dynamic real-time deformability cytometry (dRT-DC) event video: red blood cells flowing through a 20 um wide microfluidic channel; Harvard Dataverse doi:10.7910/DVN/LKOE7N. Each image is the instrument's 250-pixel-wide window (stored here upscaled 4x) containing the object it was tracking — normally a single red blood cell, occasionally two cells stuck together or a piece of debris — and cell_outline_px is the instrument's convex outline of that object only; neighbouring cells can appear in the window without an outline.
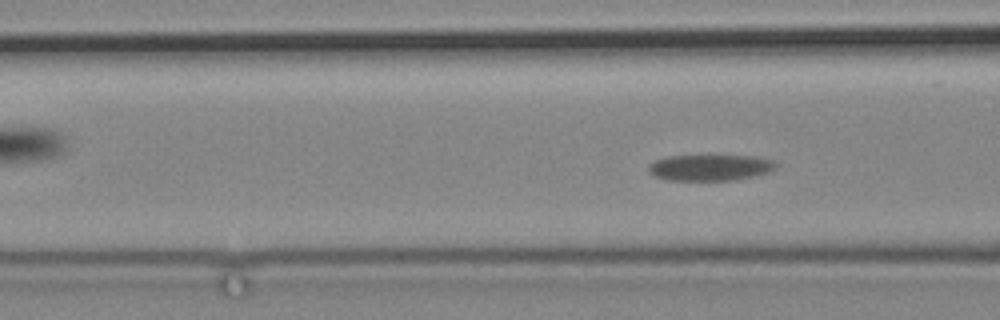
{"species": "common noctule bat (a hibernating species)", "species_latin": "Nyctalus noctula", "temperature_condition": "cold", "stored_images_in_passage": 4, "camera_frame_rate_fps": 3000, "um_per_image_px": 0.085, "animal": {"sex": "male", "body_mass_g": 19.2, "forearm_length_mm": 51.8}, "frame": {"image": 1, "passage_image": 4, "time_ms": 4.333, "image_size_px": [1000, 320], "cell_outline_px": [[776, 168], [768, 172], [752, 176], [732, 180], [668, 180], [652, 176], [648, 172], [648, 164], [664, 156], [752, 156], [772, 160], [776, 164]], "centroid_in_image_um": [60.28, 14.24], "position_along_channel_um": 106.3, "area_um2": 19.31}}